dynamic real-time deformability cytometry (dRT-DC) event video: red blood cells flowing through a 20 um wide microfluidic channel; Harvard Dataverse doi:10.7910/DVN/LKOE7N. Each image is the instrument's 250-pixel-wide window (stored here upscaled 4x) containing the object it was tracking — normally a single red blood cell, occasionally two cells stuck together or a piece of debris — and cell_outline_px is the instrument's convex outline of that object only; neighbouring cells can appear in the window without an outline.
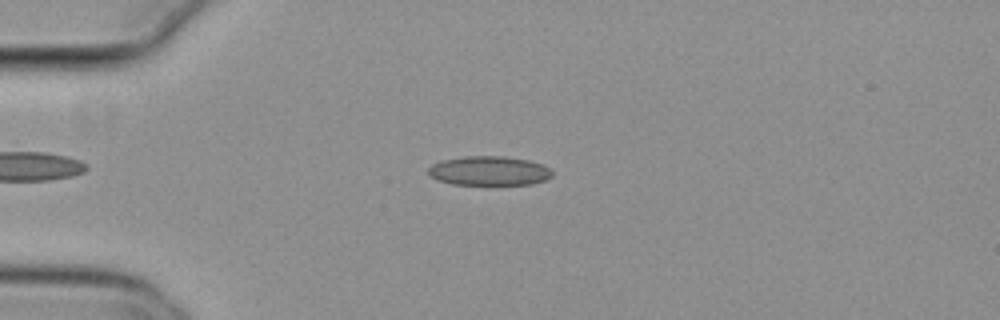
{"species": "common noctule bat (a hibernating species)", "species_latin": "Nyctalus noctula", "temperature_condition": "cold", "stored_images_in_passage": 41, "camera_frame_rate_fps": 3000, "um_per_image_px": 0.085, "animal": {"sex": "female", "body_mass_g": 29.2, "forearm_length_mm": 56.3}, "frame": {"image": 1, "passage_image": 8, "time_ms": 2.333, "image_size_px": [1000, 320], "cell_outline_px": [[552, 176], [548, 180], [532, 184], [452, 184], [436, 180], [428, 172], [428, 168], [432, 164], [440, 160], [464, 156], [504, 156], [528, 160], [544, 164], [552, 172]], "centroid_in_image_um": [41.58, 14.51], "position_along_channel_um": 43.4, "area_um2": 21.27}}
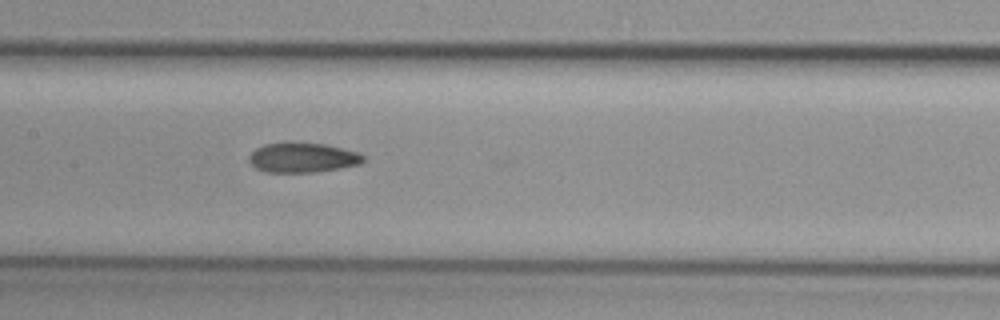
{"frame": {"image": 2, "passage_image": 21, "time_ms": 6.667, "image_size_px": [1000, 320], "cell_outline_px": [[364, 160], [360, 164], [340, 168], [316, 172], [264, 172], [256, 168], [248, 160], [248, 156], [256, 148], [264, 144], [284, 140], [292, 140], [324, 144], [356, 152], [364, 156]], "centroid_in_image_um": [25.66, 13.36], "position_along_channel_um": 181.7, "area_um2": 20.29}}
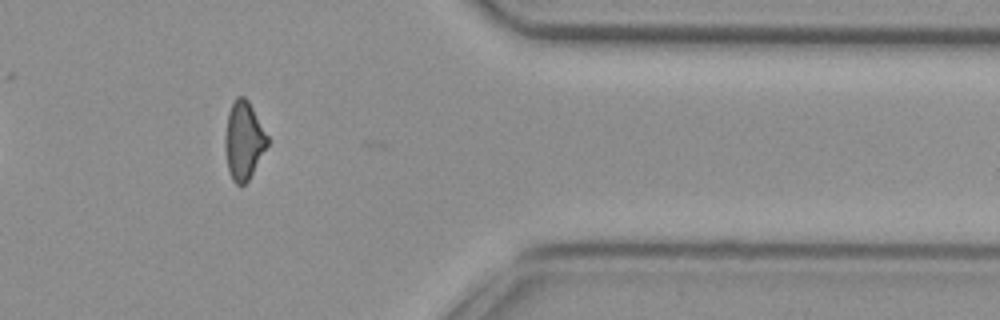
{"frame": {"image": 3, "passage_image": 39, "time_ms": 12.667, "image_size_px": [1000, 320], "cell_outline_px": [[268, 144], [248, 180], [240, 188], [232, 180], [228, 168], [224, 148], [224, 136], [228, 112], [236, 96], [244, 96], [248, 100], [268, 136]], "centroid_in_image_um": [20.69, 11.95], "position_along_channel_um": 390.7, "area_um2": 19.25}, "authors_computed_cell_mechanics": {"area_um2": 20.3456, "velocity_mm_per_s": 3.8044, "shape_relaxation_time_tau1_ms": null, "shape_relaxation_time_tau2_ms": 4.6317, "deformation_change_tau1": null, "deformation_change_tau2": 0.1161}}